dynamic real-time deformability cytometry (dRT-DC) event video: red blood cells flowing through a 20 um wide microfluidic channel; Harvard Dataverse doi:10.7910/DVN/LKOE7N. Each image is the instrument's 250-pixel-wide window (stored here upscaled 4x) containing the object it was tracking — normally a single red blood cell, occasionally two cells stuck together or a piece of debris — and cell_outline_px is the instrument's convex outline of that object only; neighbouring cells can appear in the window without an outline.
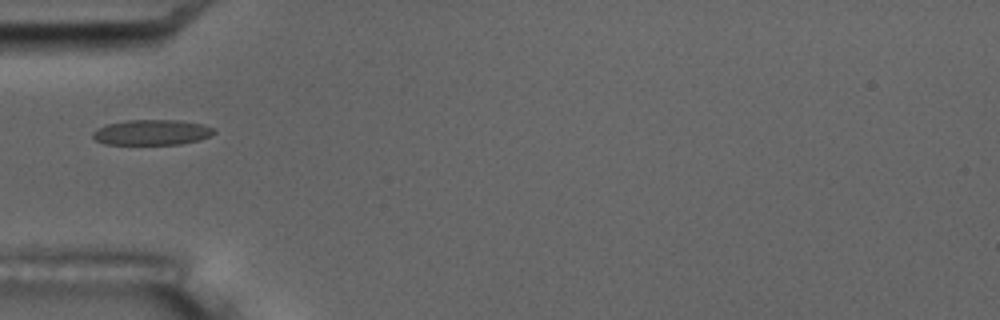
{"species": "common noctule bat (a hibernating species)", "species_latin": "Nyctalus noctula", "temperature_condition": "room temperature", "stored_images_in_passage": 1, "camera_frame_rate_fps": 3000, "um_per_image_px": 0.085, "animal": {"sex": "male", "body_mass_g": 17.5, "forearm_length_mm": 52.3}, "frame": {"image": 1, "passage_image": 1, "time_ms": 0.0, "image_size_px": [1000, 320], "cell_outline_px": [[216, 132], [200, 140], [180, 144], [104, 144], [96, 140], [92, 136], [92, 132], [96, 128], [104, 124], [128, 120], [180, 120], [204, 124], [216, 128]], "centroid_in_image_um": [12.91, 11.24], "position_along_channel_um": 72.1, "area_um2": 18.15}}